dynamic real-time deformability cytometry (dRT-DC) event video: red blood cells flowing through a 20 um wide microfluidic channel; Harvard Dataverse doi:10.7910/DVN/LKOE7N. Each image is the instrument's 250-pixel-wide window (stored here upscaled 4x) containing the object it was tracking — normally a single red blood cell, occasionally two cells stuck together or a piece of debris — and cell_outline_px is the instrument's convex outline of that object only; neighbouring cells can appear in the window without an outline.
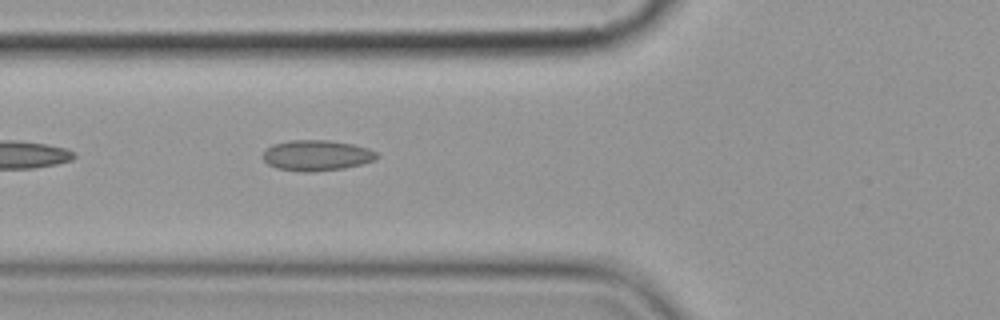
{"species": "common noctule bat (a hibernating species)", "species_latin": "Nyctalus noctula", "temperature_condition": "cold", "stored_images_in_passage": 6, "camera_frame_rate_fps": 3000, "um_per_image_px": 0.085, "animal": {"sex": "female", "body_mass_g": 19.9}, "frame": {"image": 1, "passage_image": 6, "time_ms": 6.0, "image_size_px": [1000, 320], "cell_outline_px": [[380, 156], [372, 160], [360, 164], [344, 168], [312, 172], [304, 172], [276, 168], [268, 164], [260, 156], [272, 144], [288, 140], [328, 140], [352, 144], [368, 148], [376, 152]], "centroid_in_image_um": [26.88, 13.2], "position_along_channel_um": 98.9, "area_um2": 20.35}}